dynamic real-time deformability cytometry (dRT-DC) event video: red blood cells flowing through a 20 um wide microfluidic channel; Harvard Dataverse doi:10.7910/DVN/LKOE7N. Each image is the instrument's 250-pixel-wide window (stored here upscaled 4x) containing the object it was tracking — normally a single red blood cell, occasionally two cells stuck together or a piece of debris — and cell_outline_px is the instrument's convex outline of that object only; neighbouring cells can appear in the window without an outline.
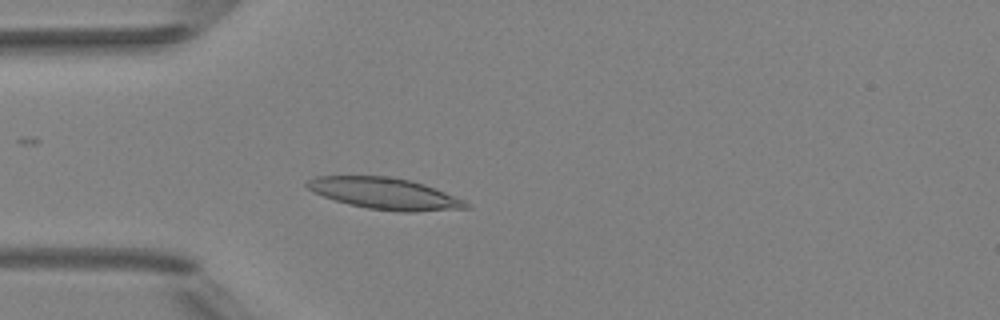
{"species": "Egyptian fruit bat (a non-hibernating species)", "species_latin": "Rousettus aegyptiacus", "temperature_condition": "room temperature", "stored_images_in_passage": 4, "camera_frame_rate_fps": 3000, "um_per_image_px": 0.085, "animal": {"sex": "female"}, "frame": {"image": 1, "passage_image": 4, "time_ms": 4.333, "image_size_px": [1000, 320], "cell_outline_px": [[472, 208], [416, 212], [400, 212], [368, 208], [348, 204], [312, 192], [304, 184], [308, 180], [316, 176], [392, 176], [412, 180], [424, 184], [464, 200], [472, 204]], "centroid_in_image_um": [32.74, 16.45], "position_along_channel_um": 52.3, "area_um2": 29.3}}